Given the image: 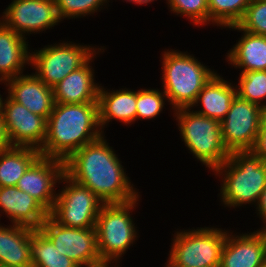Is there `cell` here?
<instances>
[{
    "instance_id": "obj_30",
    "label": "cell",
    "mask_w": 266,
    "mask_h": 267,
    "mask_svg": "<svg viewBox=\"0 0 266 267\" xmlns=\"http://www.w3.org/2000/svg\"><path fill=\"white\" fill-rule=\"evenodd\" d=\"M171 11L186 15L193 24L204 25L208 22V0H167Z\"/></svg>"
},
{
    "instance_id": "obj_37",
    "label": "cell",
    "mask_w": 266,
    "mask_h": 267,
    "mask_svg": "<svg viewBox=\"0 0 266 267\" xmlns=\"http://www.w3.org/2000/svg\"><path fill=\"white\" fill-rule=\"evenodd\" d=\"M152 1H154V0H136V3L140 5V4H144V3H145V4H146V3H150V2H152Z\"/></svg>"
},
{
    "instance_id": "obj_40",
    "label": "cell",
    "mask_w": 266,
    "mask_h": 267,
    "mask_svg": "<svg viewBox=\"0 0 266 267\" xmlns=\"http://www.w3.org/2000/svg\"><path fill=\"white\" fill-rule=\"evenodd\" d=\"M127 1H131V2H134V3H136V0H127Z\"/></svg>"
},
{
    "instance_id": "obj_11",
    "label": "cell",
    "mask_w": 266,
    "mask_h": 267,
    "mask_svg": "<svg viewBox=\"0 0 266 267\" xmlns=\"http://www.w3.org/2000/svg\"><path fill=\"white\" fill-rule=\"evenodd\" d=\"M62 255L80 267H91L101 261L95 228H69L48 216L39 228Z\"/></svg>"
},
{
    "instance_id": "obj_33",
    "label": "cell",
    "mask_w": 266,
    "mask_h": 267,
    "mask_svg": "<svg viewBox=\"0 0 266 267\" xmlns=\"http://www.w3.org/2000/svg\"><path fill=\"white\" fill-rule=\"evenodd\" d=\"M10 142L6 134L4 120L2 114H0V151L9 148Z\"/></svg>"
},
{
    "instance_id": "obj_12",
    "label": "cell",
    "mask_w": 266,
    "mask_h": 267,
    "mask_svg": "<svg viewBox=\"0 0 266 267\" xmlns=\"http://www.w3.org/2000/svg\"><path fill=\"white\" fill-rule=\"evenodd\" d=\"M2 116L11 146L33 147L43 146L47 133V119L32 113L9 96L2 106Z\"/></svg>"
},
{
    "instance_id": "obj_36",
    "label": "cell",
    "mask_w": 266,
    "mask_h": 267,
    "mask_svg": "<svg viewBox=\"0 0 266 267\" xmlns=\"http://www.w3.org/2000/svg\"><path fill=\"white\" fill-rule=\"evenodd\" d=\"M257 232L263 237L264 244L266 246V225L263 228H261L260 231H257Z\"/></svg>"
},
{
    "instance_id": "obj_35",
    "label": "cell",
    "mask_w": 266,
    "mask_h": 267,
    "mask_svg": "<svg viewBox=\"0 0 266 267\" xmlns=\"http://www.w3.org/2000/svg\"><path fill=\"white\" fill-rule=\"evenodd\" d=\"M109 264H111V261L109 260H101L98 263L94 264L91 267H109Z\"/></svg>"
},
{
    "instance_id": "obj_17",
    "label": "cell",
    "mask_w": 266,
    "mask_h": 267,
    "mask_svg": "<svg viewBox=\"0 0 266 267\" xmlns=\"http://www.w3.org/2000/svg\"><path fill=\"white\" fill-rule=\"evenodd\" d=\"M266 246L256 231L232 237L227 232L219 267H264Z\"/></svg>"
},
{
    "instance_id": "obj_7",
    "label": "cell",
    "mask_w": 266,
    "mask_h": 267,
    "mask_svg": "<svg viewBox=\"0 0 266 267\" xmlns=\"http://www.w3.org/2000/svg\"><path fill=\"white\" fill-rule=\"evenodd\" d=\"M226 232L207 227L177 232L168 262L176 267H219Z\"/></svg>"
},
{
    "instance_id": "obj_29",
    "label": "cell",
    "mask_w": 266,
    "mask_h": 267,
    "mask_svg": "<svg viewBox=\"0 0 266 267\" xmlns=\"http://www.w3.org/2000/svg\"><path fill=\"white\" fill-rule=\"evenodd\" d=\"M165 97H167L165 93H161L158 90H138L136 118H144L146 120L155 118L163 109Z\"/></svg>"
},
{
    "instance_id": "obj_32",
    "label": "cell",
    "mask_w": 266,
    "mask_h": 267,
    "mask_svg": "<svg viewBox=\"0 0 266 267\" xmlns=\"http://www.w3.org/2000/svg\"><path fill=\"white\" fill-rule=\"evenodd\" d=\"M255 156L266 161V109L262 117L260 130L253 148L250 150Z\"/></svg>"
},
{
    "instance_id": "obj_16",
    "label": "cell",
    "mask_w": 266,
    "mask_h": 267,
    "mask_svg": "<svg viewBox=\"0 0 266 267\" xmlns=\"http://www.w3.org/2000/svg\"><path fill=\"white\" fill-rule=\"evenodd\" d=\"M0 208L12 224L39 229L49 212L31 195L17 186L0 187Z\"/></svg>"
},
{
    "instance_id": "obj_34",
    "label": "cell",
    "mask_w": 266,
    "mask_h": 267,
    "mask_svg": "<svg viewBox=\"0 0 266 267\" xmlns=\"http://www.w3.org/2000/svg\"><path fill=\"white\" fill-rule=\"evenodd\" d=\"M257 206L258 213L261 215L260 217H263L264 222H266V187L261 193Z\"/></svg>"
},
{
    "instance_id": "obj_4",
    "label": "cell",
    "mask_w": 266,
    "mask_h": 267,
    "mask_svg": "<svg viewBox=\"0 0 266 267\" xmlns=\"http://www.w3.org/2000/svg\"><path fill=\"white\" fill-rule=\"evenodd\" d=\"M163 87L173 109L191 108L198 93L215 74L197 59L181 52L163 54Z\"/></svg>"
},
{
    "instance_id": "obj_27",
    "label": "cell",
    "mask_w": 266,
    "mask_h": 267,
    "mask_svg": "<svg viewBox=\"0 0 266 267\" xmlns=\"http://www.w3.org/2000/svg\"><path fill=\"white\" fill-rule=\"evenodd\" d=\"M239 80L237 95L266 109V104L260 105V102L266 98V70H243Z\"/></svg>"
},
{
    "instance_id": "obj_28",
    "label": "cell",
    "mask_w": 266,
    "mask_h": 267,
    "mask_svg": "<svg viewBox=\"0 0 266 267\" xmlns=\"http://www.w3.org/2000/svg\"><path fill=\"white\" fill-rule=\"evenodd\" d=\"M229 28L266 36V0H251L242 19Z\"/></svg>"
},
{
    "instance_id": "obj_38",
    "label": "cell",
    "mask_w": 266,
    "mask_h": 267,
    "mask_svg": "<svg viewBox=\"0 0 266 267\" xmlns=\"http://www.w3.org/2000/svg\"><path fill=\"white\" fill-rule=\"evenodd\" d=\"M3 101L0 95V114H2V106H3Z\"/></svg>"
},
{
    "instance_id": "obj_8",
    "label": "cell",
    "mask_w": 266,
    "mask_h": 267,
    "mask_svg": "<svg viewBox=\"0 0 266 267\" xmlns=\"http://www.w3.org/2000/svg\"><path fill=\"white\" fill-rule=\"evenodd\" d=\"M69 183L56 200L49 216L69 228H95L96 219L104 202L87 187L73 181L65 173L61 177Z\"/></svg>"
},
{
    "instance_id": "obj_26",
    "label": "cell",
    "mask_w": 266,
    "mask_h": 267,
    "mask_svg": "<svg viewBox=\"0 0 266 267\" xmlns=\"http://www.w3.org/2000/svg\"><path fill=\"white\" fill-rule=\"evenodd\" d=\"M251 0H208V22L229 27L243 17Z\"/></svg>"
},
{
    "instance_id": "obj_13",
    "label": "cell",
    "mask_w": 266,
    "mask_h": 267,
    "mask_svg": "<svg viewBox=\"0 0 266 267\" xmlns=\"http://www.w3.org/2000/svg\"><path fill=\"white\" fill-rule=\"evenodd\" d=\"M3 13L2 23L21 36L60 22L55 0H14Z\"/></svg>"
},
{
    "instance_id": "obj_25",
    "label": "cell",
    "mask_w": 266,
    "mask_h": 267,
    "mask_svg": "<svg viewBox=\"0 0 266 267\" xmlns=\"http://www.w3.org/2000/svg\"><path fill=\"white\" fill-rule=\"evenodd\" d=\"M32 267H80L68 256L62 255L52 241L35 229L30 239Z\"/></svg>"
},
{
    "instance_id": "obj_39",
    "label": "cell",
    "mask_w": 266,
    "mask_h": 267,
    "mask_svg": "<svg viewBox=\"0 0 266 267\" xmlns=\"http://www.w3.org/2000/svg\"><path fill=\"white\" fill-rule=\"evenodd\" d=\"M167 267H176L174 265H172L170 262L167 264Z\"/></svg>"
},
{
    "instance_id": "obj_1",
    "label": "cell",
    "mask_w": 266,
    "mask_h": 267,
    "mask_svg": "<svg viewBox=\"0 0 266 267\" xmlns=\"http://www.w3.org/2000/svg\"><path fill=\"white\" fill-rule=\"evenodd\" d=\"M64 173L104 203H124L139 198L103 135L73 153L64 162Z\"/></svg>"
},
{
    "instance_id": "obj_24",
    "label": "cell",
    "mask_w": 266,
    "mask_h": 267,
    "mask_svg": "<svg viewBox=\"0 0 266 267\" xmlns=\"http://www.w3.org/2000/svg\"><path fill=\"white\" fill-rule=\"evenodd\" d=\"M41 156L33 147L10 146L0 151V187L16 186L27 169Z\"/></svg>"
},
{
    "instance_id": "obj_18",
    "label": "cell",
    "mask_w": 266,
    "mask_h": 267,
    "mask_svg": "<svg viewBox=\"0 0 266 267\" xmlns=\"http://www.w3.org/2000/svg\"><path fill=\"white\" fill-rule=\"evenodd\" d=\"M91 59L92 57L83 66L69 73L52 88L55 103H98L101 86L94 83L93 69L89 65Z\"/></svg>"
},
{
    "instance_id": "obj_21",
    "label": "cell",
    "mask_w": 266,
    "mask_h": 267,
    "mask_svg": "<svg viewBox=\"0 0 266 267\" xmlns=\"http://www.w3.org/2000/svg\"><path fill=\"white\" fill-rule=\"evenodd\" d=\"M237 95V87L231 86L216 73L198 93L194 107L198 102L204 107L196 113L221 122L229 111L232 100Z\"/></svg>"
},
{
    "instance_id": "obj_23",
    "label": "cell",
    "mask_w": 266,
    "mask_h": 267,
    "mask_svg": "<svg viewBox=\"0 0 266 267\" xmlns=\"http://www.w3.org/2000/svg\"><path fill=\"white\" fill-rule=\"evenodd\" d=\"M243 32L241 40L228 53V61L244 70H266V36Z\"/></svg>"
},
{
    "instance_id": "obj_10",
    "label": "cell",
    "mask_w": 266,
    "mask_h": 267,
    "mask_svg": "<svg viewBox=\"0 0 266 267\" xmlns=\"http://www.w3.org/2000/svg\"><path fill=\"white\" fill-rule=\"evenodd\" d=\"M264 108L238 95L221 123L222 139L229 152L250 151L260 130Z\"/></svg>"
},
{
    "instance_id": "obj_9",
    "label": "cell",
    "mask_w": 266,
    "mask_h": 267,
    "mask_svg": "<svg viewBox=\"0 0 266 267\" xmlns=\"http://www.w3.org/2000/svg\"><path fill=\"white\" fill-rule=\"evenodd\" d=\"M93 50V51H92ZM94 49L70 43H60L45 47L31 55L30 63L37 70L35 75L48 87L53 88L69 73L83 66Z\"/></svg>"
},
{
    "instance_id": "obj_20",
    "label": "cell",
    "mask_w": 266,
    "mask_h": 267,
    "mask_svg": "<svg viewBox=\"0 0 266 267\" xmlns=\"http://www.w3.org/2000/svg\"><path fill=\"white\" fill-rule=\"evenodd\" d=\"M26 38L0 21V81L21 75L24 64L30 63L31 54Z\"/></svg>"
},
{
    "instance_id": "obj_19",
    "label": "cell",
    "mask_w": 266,
    "mask_h": 267,
    "mask_svg": "<svg viewBox=\"0 0 266 267\" xmlns=\"http://www.w3.org/2000/svg\"><path fill=\"white\" fill-rule=\"evenodd\" d=\"M0 226V267H32L30 239L34 228Z\"/></svg>"
},
{
    "instance_id": "obj_3",
    "label": "cell",
    "mask_w": 266,
    "mask_h": 267,
    "mask_svg": "<svg viewBox=\"0 0 266 267\" xmlns=\"http://www.w3.org/2000/svg\"><path fill=\"white\" fill-rule=\"evenodd\" d=\"M214 171L225 173L220 194L226 206L258 203L266 187V161L251 151H233Z\"/></svg>"
},
{
    "instance_id": "obj_31",
    "label": "cell",
    "mask_w": 266,
    "mask_h": 267,
    "mask_svg": "<svg viewBox=\"0 0 266 267\" xmlns=\"http://www.w3.org/2000/svg\"><path fill=\"white\" fill-rule=\"evenodd\" d=\"M57 13L60 18L85 16L94 14L107 0H55Z\"/></svg>"
},
{
    "instance_id": "obj_15",
    "label": "cell",
    "mask_w": 266,
    "mask_h": 267,
    "mask_svg": "<svg viewBox=\"0 0 266 267\" xmlns=\"http://www.w3.org/2000/svg\"><path fill=\"white\" fill-rule=\"evenodd\" d=\"M9 97L24 105L32 113L46 119L55 104L53 89L45 85L35 74L19 75L8 81Z\"/></svg>"
},
{
    "instance_id": "obj_6",
    "label": "cell",
    "mask_w": 266,
    "mask_h": 267,
    "mask_svg": "<svg viewBox=\"0 0 266 267\" xmlns=\"http://www.w3.org/2000/svg\"><path fill=\"white\" fill-rule=\"evenodd\" d=\"M138 198L124 203H104L96 219L98 251L101 260L116 261L137 237L130 210Z\"/></svg>"
},
{
    "instance_id": "obj_14",
    "label": "cell",
    "mask_w": 266,
    "mask_h": 267,
    "mask_svg": "<svg viewBox=\"0 0 266 267\" xmlns=\"http://www.w3.org/2000/svg\"><path fill=\"white\" fill-rule=\"evenodd\" d=\"M64 174V162L40 156L18 180L17 187L36 199L48 212L56 200L53 187Z\"/></svg>"
},
{
    "instance_id": "obj_22",
    "label": "cell",
    "mask_w": 266,
    "mask_h": 267,
    "mask_svg": "<svg viewBox=\"0 0 266 267\" xmlns=\"http://www.w3.org/2000/svg\"><path fill=\"white\" fill-rule=\"evenodd\" d=\"M136 101V91L122 89L110 93L100 88L98 95L100 129L111 119H118L125 124L134 122L137 112Z\"/></svg>"
},
{
    "instance_id": "obj_2",
    "label": "cell",
    "mask_w": 266,
    "mask_h": 267,
    "mask_svg": "<svg viewBox=\"0 0 266 267\" xmlns=\"http://www.w3.org/2000/svg\"><path fill=\"white\" fill-rule=\"evenodd\" d=\"M98 128V103H55L47 119V133L39 152L43 157L65 162L77 150L103 135Z\"/></svg>"
},
{
    "instance_id": "obj_5",
    "label": "cell",
    "mask_w": 266,
    "mask_h": 267,
    "mask_svg": "<svg viewBox=\"0 0 266 267\" xmlns=\"http://www.w3.org/2000/svg\"><path fill=\"white\" fill-rule=\"evenodd\" d=\"M190 110H175L183 141L197 159L206 167L215 170L230 155L223 143L221 123Z\"/></svg>"
}]
</instances>
